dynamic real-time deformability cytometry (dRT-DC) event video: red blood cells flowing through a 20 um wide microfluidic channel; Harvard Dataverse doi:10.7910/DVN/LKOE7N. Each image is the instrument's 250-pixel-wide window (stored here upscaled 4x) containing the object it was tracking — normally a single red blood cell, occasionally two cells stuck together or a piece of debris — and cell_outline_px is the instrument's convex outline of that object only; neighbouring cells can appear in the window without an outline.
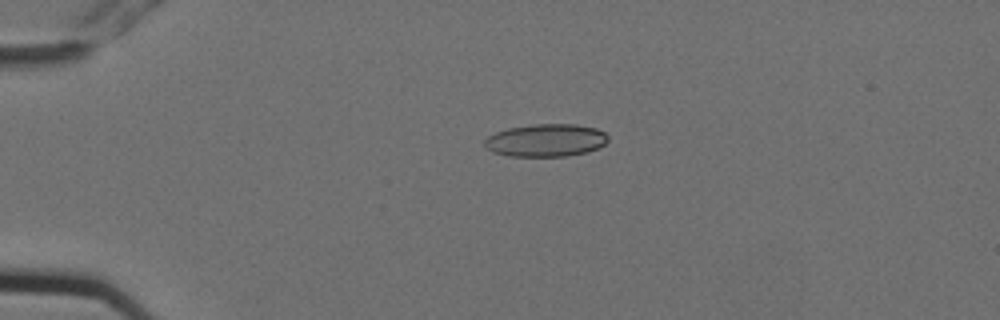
{"species": "Egyptian fruit bat (a non-hibernating species)", "species_latin": "Rousettus aegyptiacus", "temperature_condition": "cold", "stored_images_in_passage": 3, "camera_frame_rate_fps": 3000, "um_per_image_px": 0.085, "animal": {"sex": "female"}, "frame": {"image": 1, "passage_image": 1, "time_ms": 0.0, "image_size_px": [1000, 320], "cell_outline_px": [[608, 140], [600, 148], [588, 152], [568, 156], [508, 156], [492, 152], [484, 144], [484, 140], [488, 136], [496, 132], [508, 128], [532, 124], [576, 124], [596, 128], [604, 132], [608, 136]], "centroid_in_image_um": [46.42, 11.93], "position_along_channel_um": 38.6, "area_um2": 23.7}}
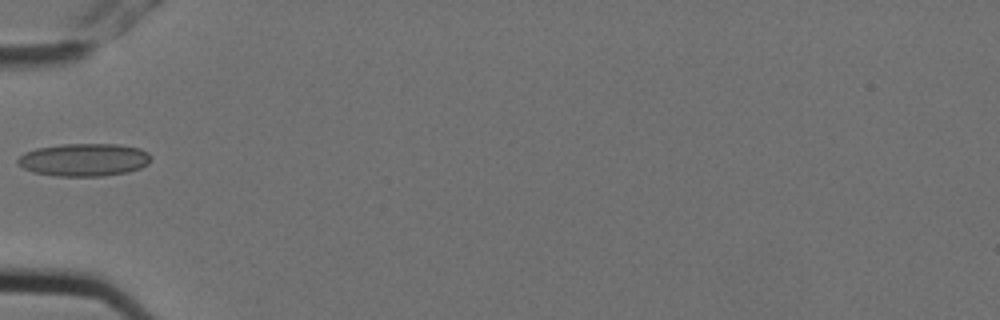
{"frame": {"image": 2, "passage_image": 3, "time_ms": 0.667, "image_size_px": [1000, 320], "cell_outline_px": [[148, 164], [140, 168], [128, 172], [104, 176], [56, 176], [32, 172], [16, 164], [16, 160], [24, 152], [36, 148], [64, 144], [116, 144], [140, 148], [148, 152]], "centroid_in_image_um": [7.1, 13.58], "position_along_channel_um": 77.9, "area_um2": 25.49}}